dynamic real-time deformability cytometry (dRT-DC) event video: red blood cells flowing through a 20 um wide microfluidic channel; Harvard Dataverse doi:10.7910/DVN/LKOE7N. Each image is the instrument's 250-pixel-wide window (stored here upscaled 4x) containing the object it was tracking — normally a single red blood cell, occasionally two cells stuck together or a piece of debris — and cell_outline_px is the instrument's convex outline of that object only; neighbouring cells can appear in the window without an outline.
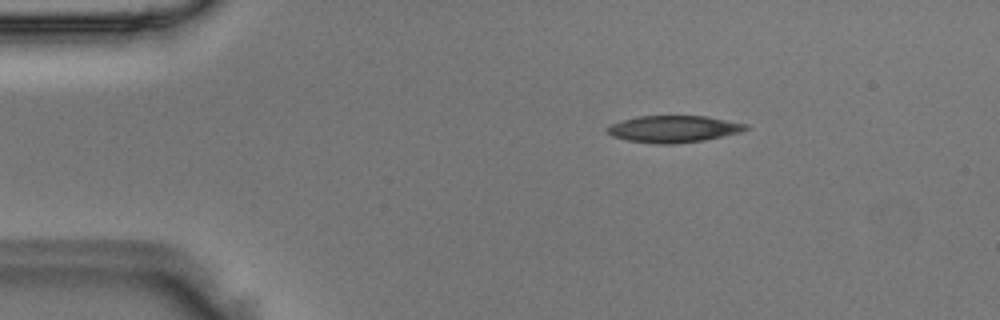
{"species": "Egyptian fruit bat (a non-hibernating species)", "species_latin": "Rousettus aegyptiacus", "temperature_condition": "room temperature", "stored_images_in_passage": 3, "camera_frame_rate_fps": 3000, "um_per_image_px": 0.085, "animal": {"sex": "male"}, "frame": {"image": 1, "passage_image": 2, "time_ms": 0.333, "image_size_px": [1000, 320], "cell_outline_px": [[748, 128], [740, 132], [704, 140], [672, 144], [656, 144], [628, 140], [612, 136], [604, 128], [612, 124], [636, 116], [708, 116], [748, 124]], "centroid_in_image_um": [57.25, 10.96], "position_along_channel_um": 27.7, "area_um2": 21.56}}